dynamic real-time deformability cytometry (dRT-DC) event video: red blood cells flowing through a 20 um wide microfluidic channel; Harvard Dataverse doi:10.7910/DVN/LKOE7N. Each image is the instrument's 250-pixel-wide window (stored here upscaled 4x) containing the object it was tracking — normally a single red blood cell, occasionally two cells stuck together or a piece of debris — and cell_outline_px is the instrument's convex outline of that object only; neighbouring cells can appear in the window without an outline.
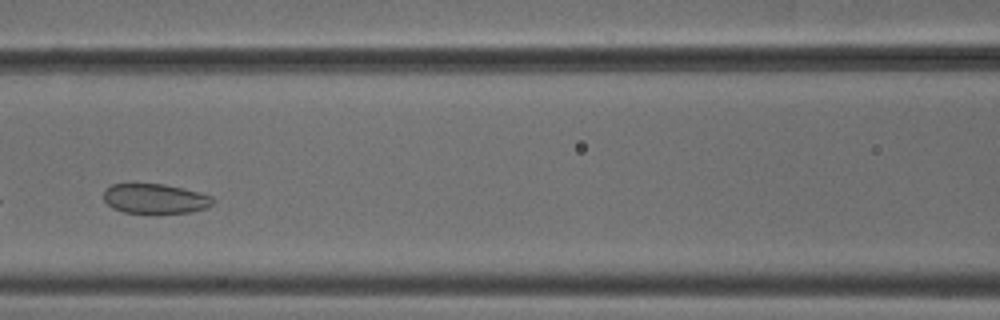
{"species": "common noctule bat (a hibernating species)", "species_latin": "Nyctalus noctula", "temperature_condition": "cold", "stored_images_in_passage": 3, "camera_frame_rate_fps": 3000, "um_per_image_px": 0.085, "animal": {"sex": "male", "body_mass_g": 18.8}, "frame": {"image": 1, "passage_image": 3, "time_ms": 0.667, "image_size_px": [1000, 320], "cell_outline_px": [[216, 200], [212, 204], [204, 208], [192, 212], [124, 212], [112, 208], [104, 200], [104, 188], [112, 184], [164, 184], [200, 192], [212, 196]], "centroid_in_image_um": [13.18, 16.87], "position_along_channel_um": 153.4, "area_um2": 18.79}}